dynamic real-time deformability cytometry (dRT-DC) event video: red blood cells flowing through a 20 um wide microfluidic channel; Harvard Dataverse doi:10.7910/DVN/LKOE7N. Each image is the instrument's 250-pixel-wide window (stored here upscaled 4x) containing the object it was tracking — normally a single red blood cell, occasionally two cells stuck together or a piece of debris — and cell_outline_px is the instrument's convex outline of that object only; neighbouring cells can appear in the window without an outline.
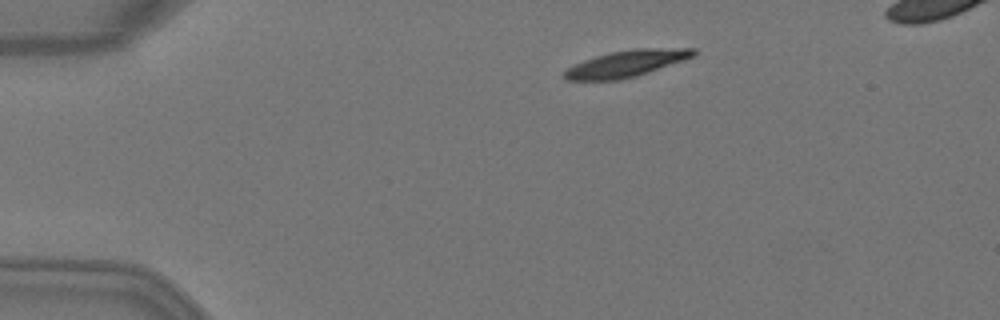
{"species": "Egyptian fruit bat (a non-hibernating species)", "species_latin": "Rousettus aegyptiacus", "temperature_condition": "warm", "stored_images_in_passage": 3, "camera_frame_rate_fps": 3000, "um_per_image_px": 0.085, "animal": {"sex": "female"}, "frame": {"image": 1, "passage_image": 1, "time_ms": 0.0, "image_size_px": [1000, 320], "cell_outline_px": [[696, 56], [636, 76], [620, 80], [564, 80], [560, 76], [568, 68], [584, 60], [596, 56], [612, 52], [636, 48], [696, 48]], "centroid_in_image_um": [53.25, 5.4], "position_along_channel_um": 31.8, "area_um2": 19.94}}